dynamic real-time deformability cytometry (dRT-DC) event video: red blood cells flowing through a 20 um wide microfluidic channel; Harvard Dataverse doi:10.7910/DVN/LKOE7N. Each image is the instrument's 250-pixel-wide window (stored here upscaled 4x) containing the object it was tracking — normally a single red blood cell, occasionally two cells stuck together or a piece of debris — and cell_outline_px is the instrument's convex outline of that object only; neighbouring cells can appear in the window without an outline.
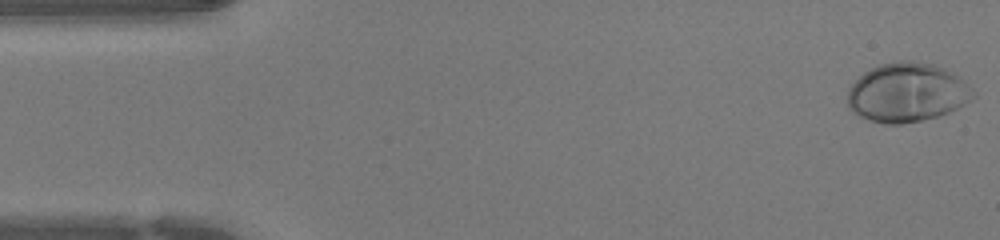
{"species": "human", "species_latin": "Homo sapiens", "temperature_condition": "warm", "stored_images_in_passage": 44, "camera_frame_rate_fps": 3000, "um_per_image_px": 0.085, "donor": {"sex": "female"}, "frame": {"image": 1, "passage_image": 1, "time_ms": 0.0, "image_size_px": [1000, 240], "cell_outline_px": [[976, 96], [964, 104], [940, 116], [924, 120], [900, 124], [884, 124], [868, 120], [852, 112], [848, 104], [848, 88], [864, 72], [880, 64], [900, 60], [916, 60], [936, 64], [952, 72], [972, 88]], "centroid_in_image_um": [77.1, 7.86], "position_along_channel_um": 7.9, "area_um2": 43.47}}
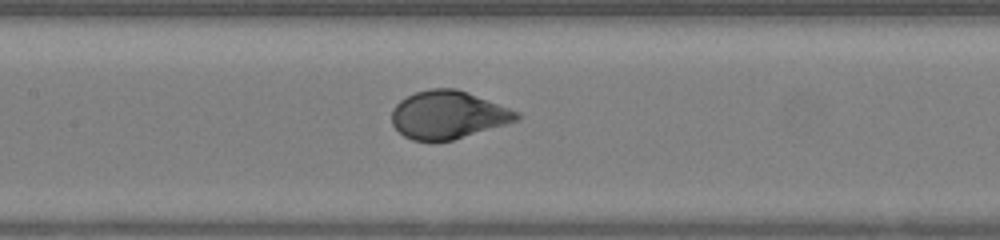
{"frame": {"image": 2, "passage_image": 20, "time_ms": 6.333, "image_size_px": [1000, 240], "cell_outline_px": [[520, 120], [452, 140], [412, 140], [404, 136], [392, 124], [392, 108], [400, 100], [416, 92], [428, 88], [456, 88], [468, 92], [520, 112]], "centroid_in_image_um": [38.09, 9.75], "position_along_channel_um": 169.3, "area_um2": 34.74}}
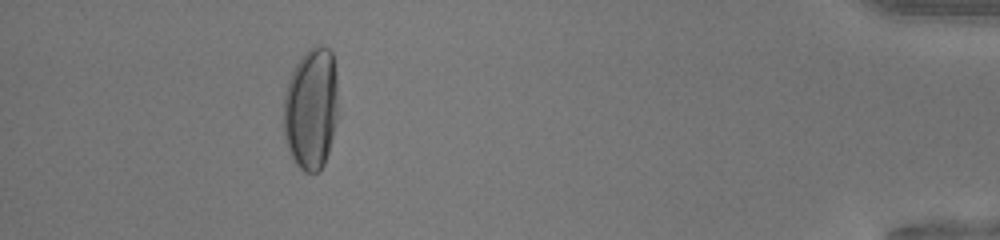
{"frame": {"image": 3, "passage_image": 40, "time_ms": 13.0, "image_size_px": [1000, 240], "cell_outline_px": [[336, 120], [328, 152], [324, 164], [316, 172], [304, 172], [296, 164], [284, 140], [284, 92], [288, 80], [296, 64], [304, 52], [308, 48], [316, 44], [320, 44], [328, 48], [332, 52], [336, 72]], "centroid_in_image_um": [26.42, 9.19], "position_along_channel_um": 408.8, "area_um2": 38.67}}